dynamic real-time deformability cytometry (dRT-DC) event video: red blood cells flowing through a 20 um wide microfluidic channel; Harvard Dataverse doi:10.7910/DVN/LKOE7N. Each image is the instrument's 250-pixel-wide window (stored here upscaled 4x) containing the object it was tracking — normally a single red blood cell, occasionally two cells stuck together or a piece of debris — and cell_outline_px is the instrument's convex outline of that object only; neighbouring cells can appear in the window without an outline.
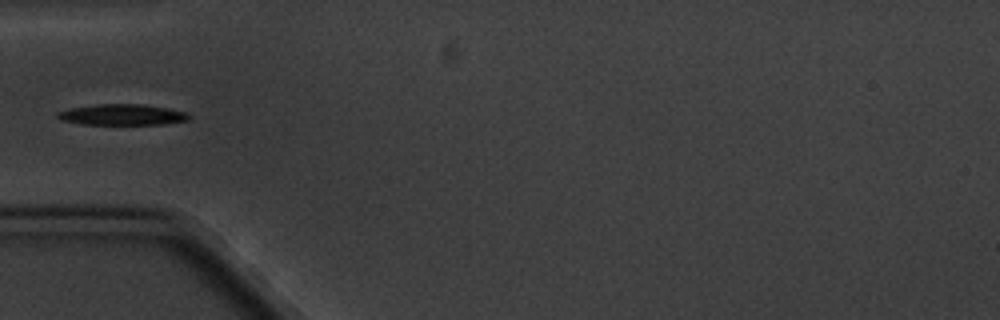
{"species": "common noctule bat (a hibernating species)", "species_latin": "Nyctalus noctula", "temperature_condition": "cold", "stored_images_in_passage": 12, "camera_frame_rate_fps": 3000, "um_per_image_px": 0.085, "animal": {"sex": "male", "body_mass_g": 20.1, "forearm_length_mm": 53.5}, "frame": {"image": 1, "passage_image": 1, "time_ms": 0.0, "image_size_px": [1000, 320], "cell_outline_px": [[192, 116], [188, 120], [164, 124], [80, 124], [64, 120], [56, 116], [56, 112], [68, 108], [96, 104], [144, 104], [168, 108], [188, 112]], "centroid_in_image_um": [10.41, 9.74], "position_along_channel_um": 74.6, "area_um2": 16.13}}
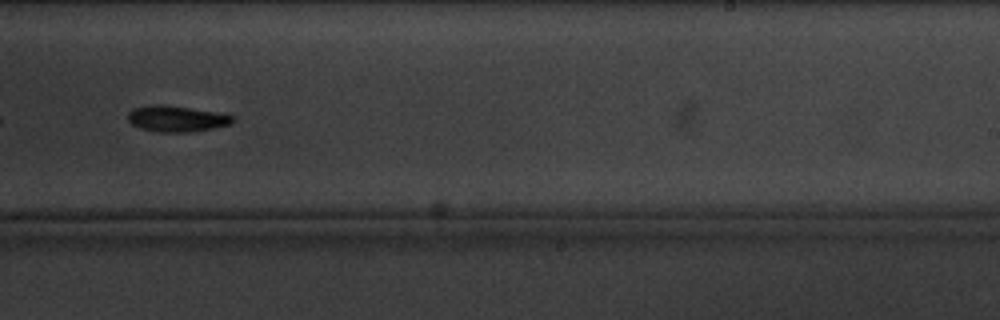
{"frame": {"image": 2, "passage_image": 6, "time_ms": 6.0, "image_size_px": [1000, 320], "cell_outline_px": [[232, 124], [212, 128], [188, 132], [156, 132], [140, 128], [132, 124], [128, 120], [128, 112], [132, 108], [152, 104], [164, 104], [216, 112], [232, 116]], "centroid_in_image_um": [14.94, 10.08], "position_along_channel_um": 274.1, "area_um2": 15.84}}
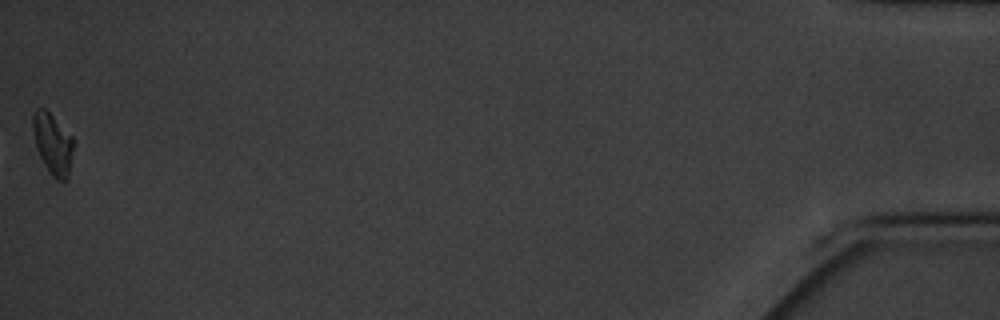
{"frame": {"image": 3, "passage_image": 12, "time_ms": 13.667, "image_size_px": [1000, 320], "cell_outline_px": [[72, 148], [68, 180], [56, 180], [52, 176], [44, 164], [36, 148], [32, 128], [32, 116], [36, 108], [44, 108], [72, 136]], "centroid_in_image_um": [4.45, 12.23], "position_along_channel_um": 430.7, "area_um2": 14.16}}